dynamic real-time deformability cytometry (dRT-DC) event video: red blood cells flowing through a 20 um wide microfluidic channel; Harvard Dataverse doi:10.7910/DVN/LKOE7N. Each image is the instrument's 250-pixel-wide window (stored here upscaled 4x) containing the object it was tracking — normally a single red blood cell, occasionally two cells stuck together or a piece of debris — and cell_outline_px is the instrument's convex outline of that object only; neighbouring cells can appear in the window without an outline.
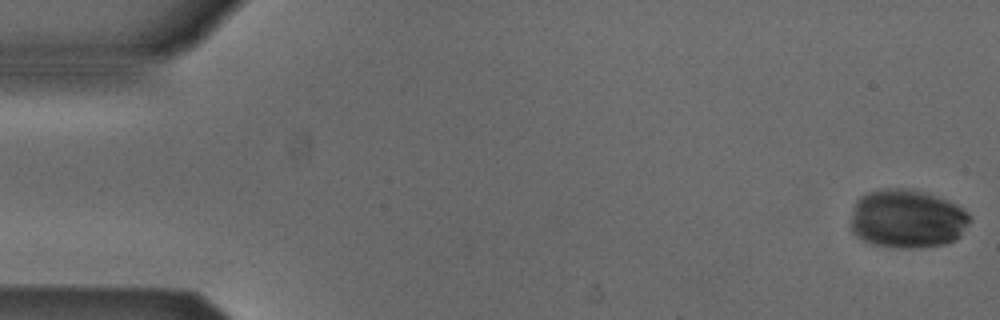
{"species": "Egyptian fruit bat (a non-hibernating species)", "species_latin": "Rousettus aegyptiacus", "temperature_condition": "cold", "stored_images_in_passage": 53, "camera_frame_rate_fps": 3000, "um_per_image_px": 0.085, "animal": {"sex": "male"}, "frame": {"image": 1, "passage_image": 1, "time_ms": 0.0, "image_size_px": [1000, 320], "cell_outline_px": [[972, 220], [960, 236], [956, 240], [944, 244], [920, 248], [896, 248], [872, 244], [856, 236], [852, 232], [852, 216], [856, 200], [860, 196], [868, 192], [880, 188], [912, 188], [928, 192], [956, 204], [964, 208]], "centroid_in_image_um": [77.13, 18.59], "position_along_channel_um": 7.9, "area_um2": 41.27}}
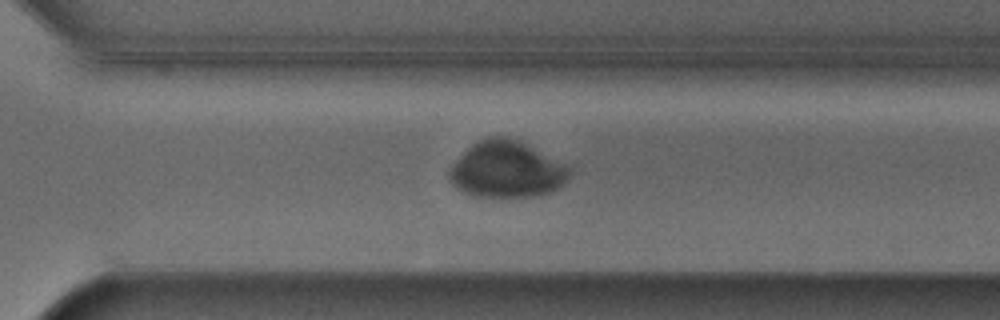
{"frame": {"image": 2, "passage_image": 37, "time_ms": 12.0, "image_size_px": [1000, 320], "cell_outline_px": [[572, 176], [568, 180], [552, 192], [532, 196], [476, 196], [464, 192], [456, 188], [448, 180], [448, 172], [452, 164], [472, 144], [488, 136], [504, 136], [516, 140], [572, 164]], "centroid_in_image_um": [43.13, 14.4], "position_along_channel_um": 327.5, "area_um2": 39.94}}
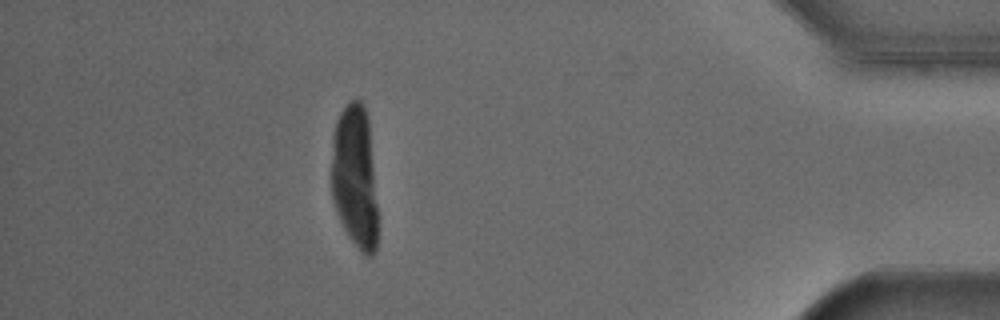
{"frame": {"image": 3, "passage_image": 47, "time_ms": 15.333, "image_size_px": [1000, 320], "cell_outline_px": [[376, 248], [372, 256], [364, 256], [360, 252], [348, 236], [340, 220], [332, 200], [332, 136], [336, 120], [340, 112], [348, 100], [360, 100], [364, 104], [368, 120], [376, 204]], "centroid_in_image_um": [30.13, 15.03], "position_along_channel_um": 405.1, "area_um2": 38.49}}